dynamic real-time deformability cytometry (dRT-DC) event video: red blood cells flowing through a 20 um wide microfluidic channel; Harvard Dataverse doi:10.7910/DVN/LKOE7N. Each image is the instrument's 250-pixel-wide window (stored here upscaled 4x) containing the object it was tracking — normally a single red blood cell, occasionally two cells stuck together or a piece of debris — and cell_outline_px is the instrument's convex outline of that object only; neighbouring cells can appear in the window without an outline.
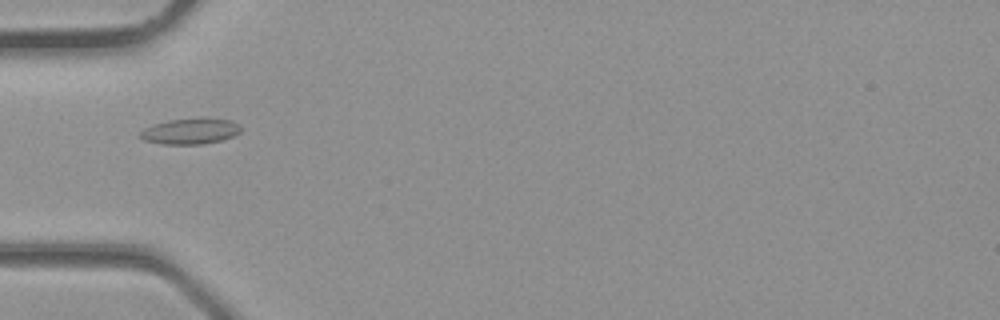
{"species": "common noctule bat (a hibernating species)", "species_latin": "Nyctalus noctula", "temperature_condition": "room temperature", "stored_images_in_passage": 3, "camera_frame_rate_fps": 3000, "um_per_image_px": 0.085, "animal": {"sex": "male", "body_mass_g": 23.1, "forearm_length_mm": 52.7}, "frame": {"image": 1, "passage_image": 3, "time_ms": 0.667, "image_size_px": [1000, 320], "cell_outline_px": [[240, 132], [232, 136], [220, 140], [200, 144], [164, 144], [144, 140], [136, 136], [144, 128], [152, 124], [168, 120], [200, 116], [232, 120], [240, 128]], "centroid_in_image_um": [16.13, 11.12], "position_along_channel_um": 68.9, "area_um2": 15.43}}